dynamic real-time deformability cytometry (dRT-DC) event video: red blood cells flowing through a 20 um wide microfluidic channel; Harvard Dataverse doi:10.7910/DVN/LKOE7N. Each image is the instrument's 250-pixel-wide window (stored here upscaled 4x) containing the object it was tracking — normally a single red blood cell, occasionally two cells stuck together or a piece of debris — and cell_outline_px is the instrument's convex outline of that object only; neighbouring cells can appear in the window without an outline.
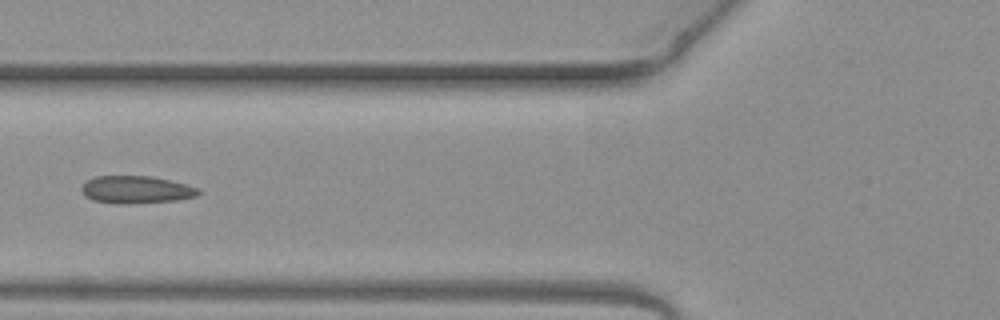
{"species": "common noctule bat (a hibernating species)", "species_latin": "Nyctalus noctula", "temperature_condition": "warm", "stored_images_in_passage": 4, "camera_frame_rate_fps": 3000, "um_per_image_px": 0.085, "animal": {"sex": "female", "body_mass_g": 19.3, "forearm_length_mm": 54.1}, "frame": {"image": 1, "passage_image": 4, "time_ms": 1.0, "image_size_px": [1000, 320], "cell_outline_px": [[200, 192], [196, 196], [176, 200], [128, 204], [116, 204], [92, 200], [84, 196], [80, 188], [88, 180], [96, 176], [152, 176], [200, 188]], "centroid_in_image_um": [11.54, 16.13], "position_along_channel_um": 114.3, "area_um2": 18.73}}